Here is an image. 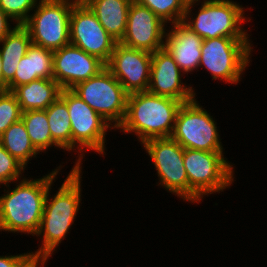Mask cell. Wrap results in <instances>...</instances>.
<instances>
[{"label": "cell", "mask_w": 267, "mask_h": 267, "mask_svg": "<svg viewBox=\"0 0 267 267\" xmlns=\"http://www.w3.org/2000/svg\"><path fill=\"white\" fill-rule=\"evenodd\" d=\"M136 3L149 8L163 22L175 24L182 22L187 3L184 0H134Z\"/></svg>", "instance_id": "d4e9b609"}, {"label": "cell", "mask_w": 267, "mask_h": 267, "mask_svg": "<svg viewBox=\"0 0 267 267\" xmlns=\"http://www.w3.org/2000/svg\"><path fill=\"white\" fill-rule=\"evenodd\" d=\"M21 119L26 126L27 133L33 146L39 152H46L49 148H59L52 140L46 110H30L22 112Z\"/></svg>", "instance_id": "cb8c5ba5"}, {"label": "cell", "mask_w": 267, "mask_h": 267, "mask_svg": "<svg viewBox=\"0 0 267 267\" xmlns=\"http://www.w3.org/2000/svg\"><path fill=\"white\" fill-rule=\"evenodd\" d=\"M22 111L16 96L6 90H0V136L13 123L21 119Z\"/></svg>", "instance_id": "484cf974"}, {"label": "cell", "mask_w": 267, "mask_h": 267, "mask_svg": "<svg viewBox=\"0 0 267 267\" xmlns=\"http://www.w3.org/2000/svg\"><path fill=\"white\" fill-rule=\"evenodd\" d=\"M152 53L117 42L106 68L128 93L147 91Z\"/></svg>", "instance_id": "4fadbf2b"}, {"label": "cell", "mask_w": 267, "mask_h": 267, "mask_svg": "<svg viewBox=\"0 0 267 267\" xmlns=\"http://www.w3.org/2000/svg\"><path fill=\"white\" fill-rule=\"evenodd\" d=\"M117 42L124 37L128 10L133 0H82Z\"/></svg>", "instance_id": "d6986e66"}, {"label": "cell", "mask_w": 267, "mask_h": 267, "mask_svg": "<svg viewBox=\"0 0 267 267\" xmlns=\"http://www.w3.org/2000/svg\"><path fill=\"white\" fill-rule=\"evenodd\" d=\"M195 5L199 3L187 4L182 22L203 40L218 37H249L247 30L242 28L243 22L248 21L244 14L245 7L239 3L232 0H203L201 7L198 8V14L194 16L191 12Z\"/></svg>", "instance_id": "277c9868"}, {"label": "cell", "mask_w": 267, "mask_h": 267, "mask_svg": "<svg viewBox=\"0 0 267 267\" xmlns=\"http://www.w3.org/2000/svg\"><path fill=\"white\" fill-rule=\"evenodd\" d=\"M183 159L190 203H199L203 196L223 192L235 181L234 168L224 152L184 149Z\"/></svg>", "instance_id": "5b68a950"}, {"label": "cell", "mask_w": 267, "mask_h": 267, "mask_svg": "<svg viewBox=\"0 0 267 267\" xmlns=\"http://www.w3.org/2000/svg\"><path fill=\"white\" fill-rule=\"evenodd\" d=\"M48 259L31 256L21 267H45Z\"/></svg>", "instance_id": "4dcf8cb0"}, {"label": "cell", "mask_w": 267, "mask_h": 267, "mask_svg": "<svg viewBox=\"0 0 267 267\" xmlns=\"http://www.w3.org/2000/svg\"><path fill=\"white\" fill-rule=\"evenodd\" d=\"M61 166L43 178L24 177L12 190L9 184L4 185L9 188L7 191L4 189V195L0 196V231L35 236L41 223L47 191L54 184Z\"/></svg>", "instance_id": "6da1fadb"}, {"label": "cell", "mask_w": 267, "mask_h": 267, "mask_svg": "<svg viewBox=\"0 0 267 267\" xmlns=\"http://www.w3.org/2000/svg\"><path fill=\"white\" fill-rule=\"evenodd\" d=\"M187 4L188 3H193V2H199V3H201L202 1H200V0H184Z\"/></svg>", "instance_id": "d6a6232c"}, {"label": "cell", "mask_w": 267, "mask_h": 267, "mask_svg": "<svg viewBox=\"0 0 267 267\" xmlns=\"http://www.w3.org/2000/svg\"><path fill=\"white\" fill-rule=\"evenodd\" d=\"M61 86L53 79H37L16 87V96L22 112L46 110L61 94Z\"/></svg>", "instance_id": "ffe728a7"}, {"label": "cell", "mask_w": 267, "mask_h": 267, "mask_svg": "<svg viewBox=\"0 0 267 267\" xmlns=\"http://www.w3.org/2000/svg\"><path fill=\"white\" fill-rule=\"evenodd\" d=\"M25 168L0 144V185H8V183H16L21 180Z\"/></svg>", "instance_id": "4316f807"}, {"label": "cell", "mask_w": 267, "mask_h": 267, "mask_svg": "<svg viewBox=\"0 0 267 267\" xmlns=\"http://www.w3.org/2000/svg\"><path fill=\"white\" fill-rule=\"evenodd\" d=\"M116 43L91 9L82 0H78L70 15V44L107 64Z\"/></svg>", "instance_id": "7c38bea8"}, {"label": "cell", "mask_w": 267, "mask_h": 267, "mask_svg": "<svg viewBox=\"0 0 267 267\" xmlns=\"http://www.w3.org/2000/svg\"><path fill=\"white\" fill-rule=\"evenodd\" d=\"M105 68L106 64L99 58L72 44L53 52V79L62 89H72Z\"/></svg>", "instance_id": "9a60e30c"}, {"label": "cell", "mask_w": 267, "mask_h": 267, "mask_svg": "<svg viewBox=\"0 0 267 267\" xmlns=\"http://www.w3.org/2000/svg\"><path fill=\"white\" fill-rule=\"evenodd\" d=\"M46 114L52 140L60 150L72 152L71 121L66 103L59 97L46 109Z\"/></svg>", "instance_id": "603a6c76"}, {"label": "cell", "mask_w": 267, "mask_h": 267, "mask_svg": "<svg viewBox=\"0 0 267 267\" xmlns=\"http://www.w3.org/2000/svg\"><path fill=\"white\" fill-rule=\"evenodd\" d=\"M39 0H0V7L16 25H23Z\"/></svg>", "instance_id": "83f0119b"}, {"label": "cell", "mask_w": 267, "mask_h": 267, "mask_svg": "<svg viewBox=\"0 0 267 267\" xmlns=\"http://www.w3.org/2000/svg\"><path fill=\"white\" fill-rule=\"evenodd\" d=\"M48 78H53V51L31 43L5 90L12 92L20 85Z\"/></svg>", "instance_id": "ac0fdd59"}, {"label": "cell", "mask_w": 267, "mask_h": 267, "mask_svg": "<svg viewBox=\"0 0 267 267\" xmlns=\"http://www.w3.org/2000/svg\"><path fill=\"white\" fill-rule=\"evenodd\" d=\"M60 98L68 107L71 121L72 151L78 152V159L72 168V170H75L82 167V158L85 151L92 150L94 153L96 151L98 154H105L106 133L108 128L111 130L114 127L71 89H62Z\"/></svg>", "instance_id": "52a82bcc"}, {"label": "cell", "mask_w": 267, "mask_h": 267, "mask_svg": "<svg viewBox=\"0 0 267 267\" xmlns=\"http://www.w3.org/2000/svg\"><path fill=\"white\" fill-rule=\"evenodd\" d=\"M196 99L178 109L171 137L184 149L223 152L217 122Z\"/></svg>", "instance_id": "9c48e42d"}, {"label": "cell", "mask_w": 267, "mask_h": 267, "mask_svg": "<svg viewBox=\"0 0 267 267\" xmlns=\"http://www.w3.org/2000/svg\"><path fill=\"white\" fill-rule=\"evenodd\" d=\"M116 130L123 122L128 93L107 69L71 89Z\"/></svg>", "instance_id": "30bf717a"}, {"label": "cell", "mask_w": 267, "mask_h": 267, "mask_svg": "<svg viewBox=\"0 0 267 267\" xmlns=\"http://www.w3.org/2000/svg\"><path fill=\"white\" fill-rule=\"evenodd\" d=\"M159 178L158 186L189 202V183L184 167V148L172 137L152 138L142 143Z\"/></svg>", "instance_id": "8fae6325"}, {"label": "cell", "mask_w": 267, "mask_h": 267, "mask_svg": "<svg viewBox=\"0 0 267 267\" xmlns=\"http://www.w3.org/2000/svg\"><path fill=\"white\" fill-rule=\"evenodd\" d=\"M78 0H39L23 26L31 43L56 51L70 44V15Z\"/></svg>", "instance_id": "ba28073f"}, {"label": "cell", "mask_w": 267, "mask_h": 267, "mask_svg": "<svg viewBox=\"0 0 267 267\" xmlns=\"http://www.w3.org/2000/svg\"><path fill=\"white\" fill-rule=\"evenodd\" d=\"M182 104L149 91L128 94L125 117L117 129L134 133L140 144L152 138L171 137Z\"/></svg>", "instance_id": "3957f363"}, {"label": "cell", "mask_w": 267, "mask_h": 267, "mask_svg": "<svg viewBox=\"0 0 267 267\" xmlns=\"http://www.w3.org/2000/svg\"><path fill=\"white\" fill-rule=\"evenodd\" d=\"M167 25L149 8L133 0L128 10L126 32L120 43L153 53L164 47Z\"/></svg>", "instance_id": "5bb4252c"}, {"label": "cell", "mask_w": 267, "mask_h": 267, "mask_svg": "<svg viewBox=\"0 0 267 267\" xmlns=\"http://www.w3.org/2000/svg\"><path fill=\"white\" fill-rule=\"evenodd\" d=\"M30 45L31 38L29 32L23 25H17L0 41L3 90L6 89L7 84L14 78L18 63L26 55Z\"/></svg>", "instance_id": "44dd1931"}, {"label": "cell", "mask_w": 267, "mask_h": 267, "mask_svg": "<svg viewBox=\"0 0 267 267\" xmlns=\"http://www.w3.org/2000/svg\"><path fill=\"white\" fill-rule=\"evenodd\" d=\"M0 90H3L2 58L0 54Z\"/></svg>", "instance_id": "1f68e13d"}, {"label": "cell", "mask_w": 267, "mask_h": 267, "mask_svg": "<svg viewBox=\"0 0 267 267\" xmlns=\"http://www.w3.org/2000/svg\"><path fill=\"white\" fill-rule=\"evenodd\" d=\"M252 49L249 37L204 39L199 67H205L214 80L237 85L249 66Z\"/></svg>", "instance_id": "8992f818"}, {"label": "cell", "mask_w": 267, "mask_h": 267, "mask_svg": "<svg viewBox=\"0 0 267 267\" xmlns=\"http://www.w3.org/2000/svg\"><path fill=\"white\" fill-rule=\"evenodd\" d=\"M13 20L0 7V41L3 40L17 25L11 27L9 22Z\"/></svg>", "instance_id": "f546056e"}, {"label": "cell", "mask_w": 267, "mask_h": 267, "mask_svg": "<svg viewBox=\"0 0 267 267\" xmlns=\"http://www.w3.org/2000/svg\"><path fill=\"white\" fill-rule=\"evenodd\" d=\"M0 144L25 167L40 152L33 146L22 119L10 125L0 136Z\"/></svg>", "instance_id": "7402d4cb"}, {"label": "cell", "mask_w": 267, "mask_h": 267, "mask_svg": "<svg viewBox=\"0 0 267 267\" xmlns=\"http://www.w3.org/2000/svg\"><path fill=\"white\" fill-rule=\"evenodd\" d=\"M181 69L174 61L172 55L163 47L152 53L150 67V82L147 91L150 93L176 99L182 103L196 98V92L192 86H186L182 82Z\"/></svg>", "instance_id": "2e32d148"}, {"label": "cell", "mask_w": 267, "mask_h": 267, "mask_svg": "<svg viewBox=\"0 0 267 267\" xmlns=\"http://www.w3.org/2000/svg\"><path fill=\"white\" fill-rule=\"evenodd\" d=\"M82 167L71 170L64 182L51 197L49 187L41 223L36 237H41V247L30 252L34 257L49 259L71 229L81 206ZM53 197V198H52Z\"/></svg>", "instance_id": "7a4b0ae2"}, {"label": "cell", "mask_w": 267, "mask_h": 267, "mask_svg": "<svg viewBox=\"0 0 267 267\" xmlns=\"http://www.w3.org/2000/svg\"><path fill=\"white\" fill-rule=\"evenodd\" d=\"M165 34L164 47L172 55L182 73L199 69L203 39L183 22L171 24Z\"/></svg>", "instance_id": "e0dca14e"}, {"label": "cell", "mask_w": 267, "mask_h": 267, "mask_svg": "<svg viewBox=\"0 0 267 267\" xmlns=\"http://www.w3.org/2000/svg\"><path fill=\"white\" fill-rule=\"evenodd\" d=\"M31 256L30 252L0 256V267H21Z\"/></svg>", "instance_id": "f1b7e54d"}]
</instances>
